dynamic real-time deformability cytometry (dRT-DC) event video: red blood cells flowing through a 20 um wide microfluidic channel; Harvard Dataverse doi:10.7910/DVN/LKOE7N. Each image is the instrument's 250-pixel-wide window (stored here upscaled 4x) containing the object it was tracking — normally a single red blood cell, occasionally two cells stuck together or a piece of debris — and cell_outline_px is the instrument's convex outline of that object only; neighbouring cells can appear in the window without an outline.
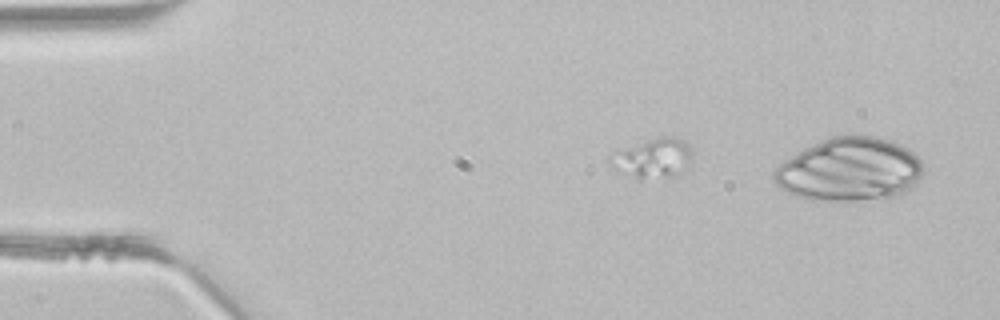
{"species": "common noctule bat (a hibernating species)", "species_latin": "Nyctalus noctula", "temperature_condition": "room temperature", "stored_images_in_passage": 2, "camera_frame_rate_fps": 3000, "um_per_image_px": 0.085, "animal": {"sex": "male", "body_mass_g": 21.5, "forearm_length_mm": 52.0}, "frame": {"image": 1, "passage_image": 1, "time_ms": 0.0, "image_size_px": [1000, 320], "cell_outline_px": [[692, 160], [688, 168], [684, 172], [676, 176], [636, 176], [612, 168], [608, 160], [620, 152], [656, 136], [664, 136], [684, 140], [692, 144]], "centroid_in_image_um": [55.67, 13.41], "position_along_channel_um": 29.3, "area_um2": 18.15}}